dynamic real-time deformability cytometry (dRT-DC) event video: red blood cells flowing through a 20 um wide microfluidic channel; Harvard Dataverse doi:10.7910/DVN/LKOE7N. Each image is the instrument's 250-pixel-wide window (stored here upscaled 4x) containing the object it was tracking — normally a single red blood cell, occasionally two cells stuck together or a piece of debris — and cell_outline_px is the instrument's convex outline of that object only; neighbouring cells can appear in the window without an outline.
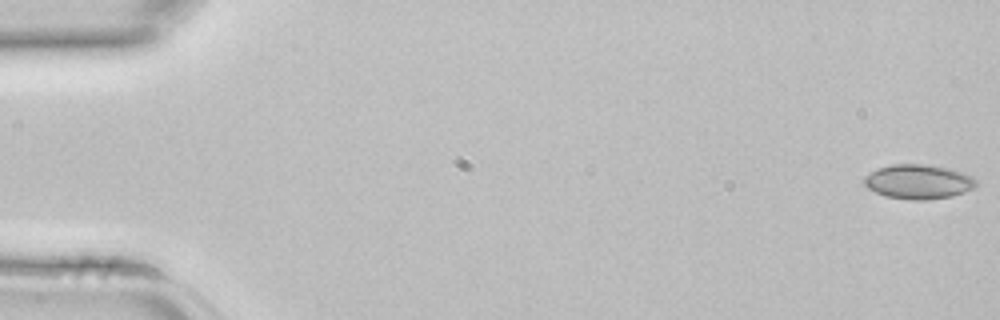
{"species": "common noctule bat (a hibernating species)", "species_latin": "Nyctalus noctula", "temperature_condition": "room temperature", "stored_images_in_passage": 3, "camera_frame_rate_fps": 3000, "um_per_image_px": 0.085, "animal": {"sex": "female", "body_mass_g": 22.7, "forearm_length_mm": 54.2}, "frame": {"image": 1, "passage_image": 1, "time_ms": 0.0, "image_size_px": [1000, 320], "cell_outline_px": [[976, 184], [972, 188], [964, 192], [952, 196], [924, 200], [912, 200], [884, 196], [868, 188], [864, 184], [864, 176], [876, 168], [892, 164], [924, 164], [948, 168], [972, 176], [976, 180]], "centroid_in_image_um": [78.02, 15.44], "position_along_channel_um": 7.0, "area_um2": 22.43}}